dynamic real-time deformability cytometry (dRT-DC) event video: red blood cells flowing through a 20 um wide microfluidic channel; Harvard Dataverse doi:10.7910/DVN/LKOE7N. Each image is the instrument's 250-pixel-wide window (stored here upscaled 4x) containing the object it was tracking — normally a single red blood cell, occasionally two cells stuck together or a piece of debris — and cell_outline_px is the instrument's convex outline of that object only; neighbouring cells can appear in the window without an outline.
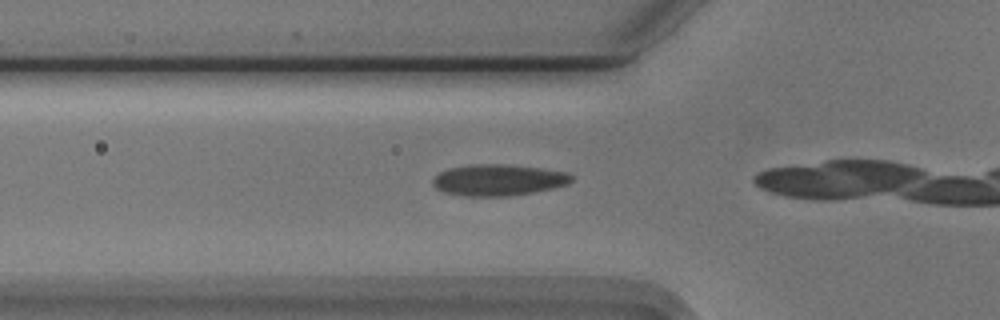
{"species": "Egyptian fruit bat (a non-hibernating species)", "species_latin": "Rousettus aegyptiacus", "temperature_condition": "cold", "stored_images_in_passage": 7, "camera_frame_rate_fps": 3000, "um_per_image_px": 0.085, "animal": {"sex": "male"}, "frame": {"image": 1, "passage_image": 3, "time_ms": 0.667, "image_size_px": [1000, 320], "cell_outline_px": [[572, 180], [568, 184], [552, 188], [532, 192], [508, 196], [464, 196], [444, 192], [436, 188], [432, 184], [432, 180], [440, 172], [448, 168], [472, 164], [500, 164], [540, 168], [568, 172], [572, 176]], "centroid_in_image_um": [42.34, 15.3], "position_along_channel_um": 83.5, "area_um2": 25.2}}
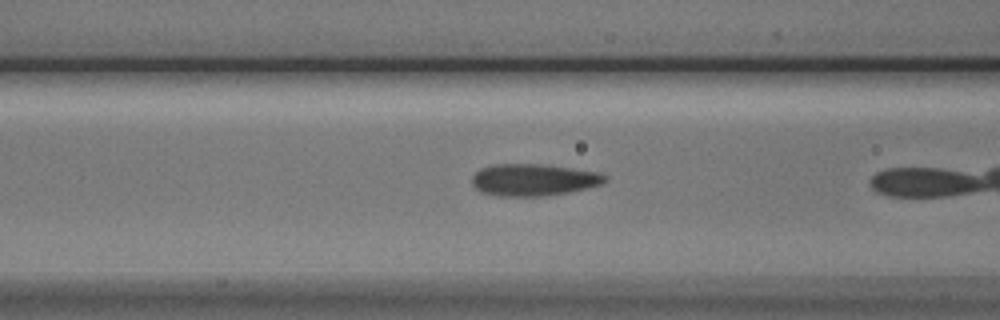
{"frame": {"image": 2, "passage_image": 6, "time_ms": 1.667, "image_size_px": [1000, 320], "cell_outline_px": [[608, 180], [604, 184], [588, 188], [548, 196], [496, 196], [480, 192], [472, 184], [472, 176], [480, 168], [496, 164], [540, 164], [572, 168], [596, 172], [608, 176]], "centroid_in_image_um": [45.36, 15.29], "position_along_channel_um": 121.2, "area_um2": 24.97}}